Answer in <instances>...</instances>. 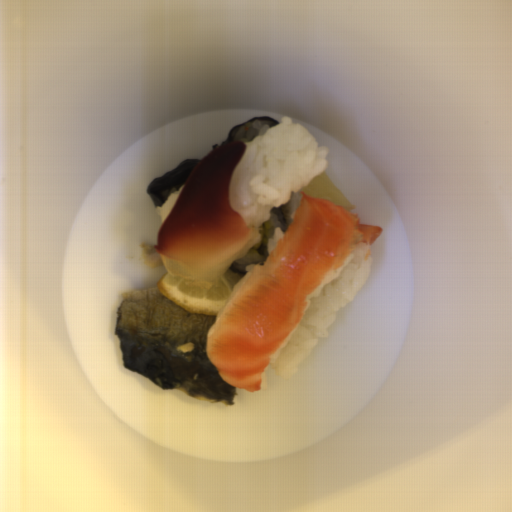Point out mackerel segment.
Segmentation results:
<instances>
[{
    "mask_svg": "<svg viewBox=\"0 0 512 512\" xmlns=\"http://www.w3.org/2000/svg\"><path fill=\"white\" fill-rule=\"evenodd\" d=\"M217 317L182 309L157 285L123 291L115 329L123 368L162 390L233 406L237 386L220 377L207 353V334Z\"/></svg>",
    "mask_w": 512,
    "mask_h": 512,
    "instance_id": "14911b7f",
    "label": "mackerel segment"
}]
</instances>
